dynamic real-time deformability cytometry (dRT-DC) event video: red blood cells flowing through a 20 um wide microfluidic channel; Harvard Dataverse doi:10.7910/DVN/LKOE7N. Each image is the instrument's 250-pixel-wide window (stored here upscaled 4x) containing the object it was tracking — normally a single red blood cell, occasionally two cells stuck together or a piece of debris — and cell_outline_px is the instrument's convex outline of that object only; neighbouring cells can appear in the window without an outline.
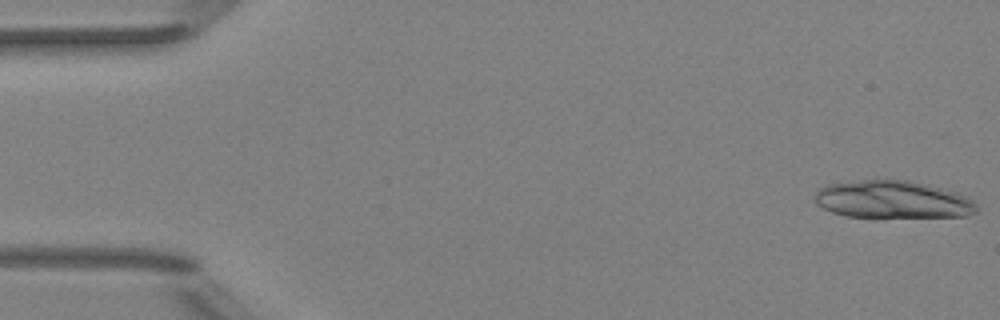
{"species": "Egyptian fruit bat (a non-hibernating species)", "species_latin": "Rousettus aegyptiacus", "temperature_condition": "room temperature", "stored_images_in_passage": 5, "camera_frame_rate_fps": 3000, "um_per_image_px": 0.085, "animal": {"sex": "female"}, "frame": {"image": 1, "passage_image": 1, "time_ms": 0.0, "image_size_px": [1000, 320], "cell_outline_px": [[980, 212], [968, 216], [844, 216], [832, 212], [816, 204], [816, 192], [820, 188], [828, 184], [860, 180], [908, 180], [928, 184], [960, 192], [968, 196], [976, 204]], "centroid_in_image_um": [75.95, 16.95], "position_along_channel_um": 9.0, "area_um2": 35.37}}